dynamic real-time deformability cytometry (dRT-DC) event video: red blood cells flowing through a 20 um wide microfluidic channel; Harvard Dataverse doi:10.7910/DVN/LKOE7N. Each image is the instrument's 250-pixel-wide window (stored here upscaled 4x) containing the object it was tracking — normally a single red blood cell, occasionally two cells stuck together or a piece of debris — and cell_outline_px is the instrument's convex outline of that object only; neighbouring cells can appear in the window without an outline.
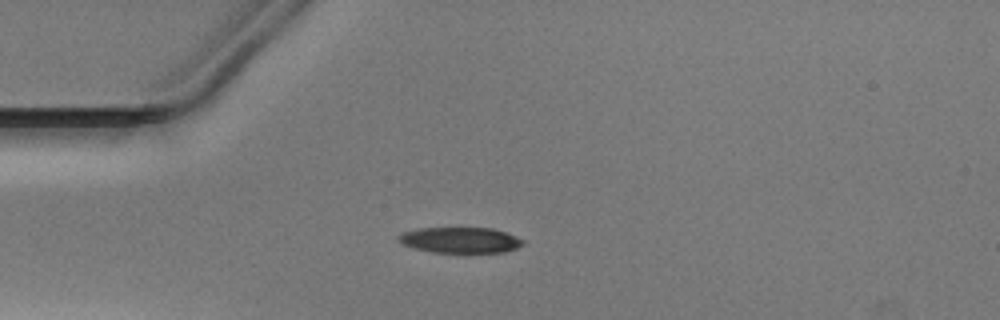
{"species": "Egyptian fruit bat (a non-hibernating species)", "species_latin": "Rousettus aegyptiacus", "temperature_condition": "warm", "stored_images_in_passage": 39, "camera_frame_rate_fps": 3000, "um_per_image_px": 0.085, "animal": {"sex": "male"}, "frame": {"image": 1, "passage_image": 1, "time_ms": 0.0, "image_size_px": [1000, 320], "cell_outline_px": [[524, 244], [516, 248], [504, 252], [432, 252], [412, 248], [396, 240], [396, 236], [404, 232], [420, 228], [492, 228], [508, 232], [524, 240]], "centroid_in_image_um": [39.12, 20.4], "position_along_channel_um": 45.9, "area_um2": 18.73}}
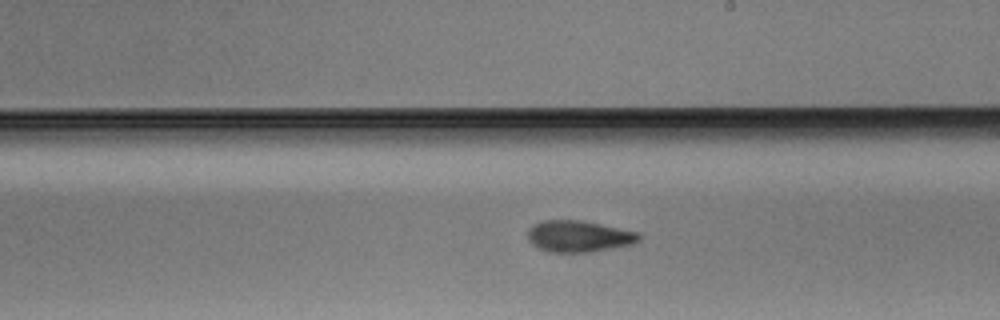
{"frame": {"image": 2, "passage_image": 17, "time_ms": 5.333, "image_size_px": [1000, 320], "cell_outline_px": [[640, 240], [632, 244], [592, 252], [552, 252], [540, 248], [532, 244], [528, 240], [528, 228], [532, 224], [544, 220], [580, 220], [640, 232]], "centroid_in_image_um": [49.2, 20.08], "position_along_channel_um": 239.8, "area_um2": 20.4}}
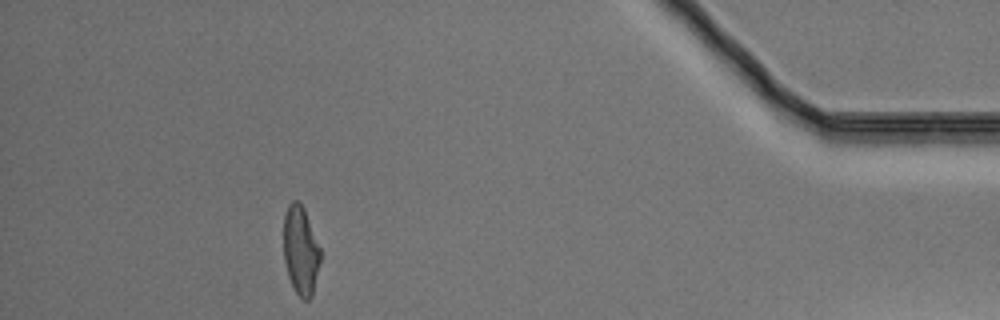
{"frame": {"image": 3, "passage_image": 34, "time_ms": 11.0, "image_size_px": [1000, 320], "cell_outline_px": [[320, 260], [312, 296], [308, 300], [304, 300], [292, 288], [288, 276], [284, 260], [284, 216], [288, 204], [292, 200], [296, 200], [304, 208], [320, 248]], "centroid_in_image_um": [25.54, 21.29], "position_along_channel_um": 409.7, "area_um2": 18.9}}